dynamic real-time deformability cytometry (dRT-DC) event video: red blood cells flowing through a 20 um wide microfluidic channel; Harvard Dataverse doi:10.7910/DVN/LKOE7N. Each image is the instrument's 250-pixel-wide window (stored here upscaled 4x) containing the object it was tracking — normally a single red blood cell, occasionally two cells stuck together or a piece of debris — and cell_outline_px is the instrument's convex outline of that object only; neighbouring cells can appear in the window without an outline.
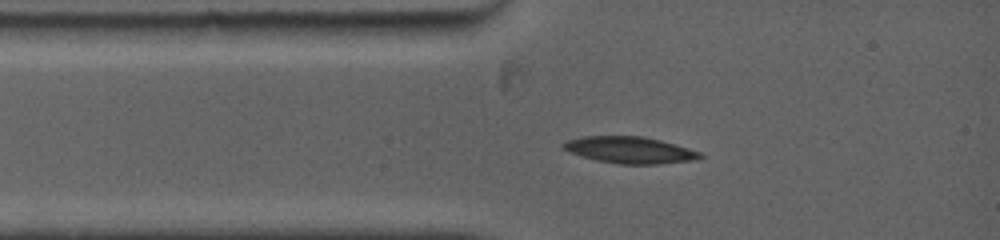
{"species": "common noctule bat (a hibernating species)", "species_latin": "Nyctalus noctula", "temperature_condition": "warm", "stored_images_in_passage": 4, "camera_frame_rate_fps": 5000, "um_per_image_px": 0.085, "animal": {"sex": "female", "body_mass_g": 19.0, "forearm_length_mm": 53.3}, "frame": {"image": 1, "passage_image": 1, "time_ms": 0.0, "image_size_px": [1000, 240], "cell_outline_px": [[704, 156], [696, 160], [660, 164], [620, 164], [596, 160], [580, 156], [568, 152], [560, 144], [568, 140], [584, 136], [644, 136], [660, 140], [688, 148], [700, 152]], "centroid_in_image_um": [53.53, 12.75], "position_along_channel_um": 31.5, "area_um2": 21.27}}
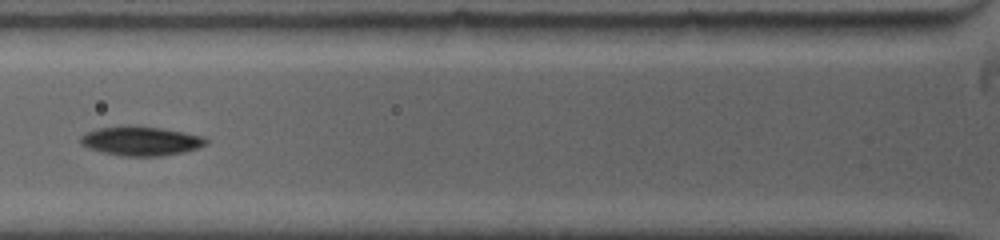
{"frame": {"image": 2, "passage_image": 3, "time_ms": 2.2, "image_size_px": [1000, 240], "cell_outline_px": [[208, 144], [184, 152], [160, 156], [124, 156], [104, 152], [88, 148], [80, 144], [80, 136], [84, 132], [96, 128], [128, 124], [160, 128], [204, 136], [208, 140]], "centroid_in_image_um": [11.94, 11.96], "position_along_channel_um": 113.9, "area_um2": 21.62}}
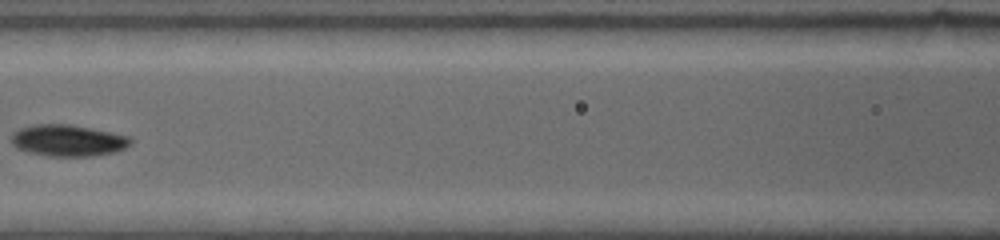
{"frame": {"image": 3, "passage_image": 4, "time_ms": 3.4, "image_size_px": [1000, 240], "cell_outline_px": [[132, 144], [116, 152], [92, 156], [48, 156], [28, 152], [16, 148], [12, 144], [12, 132], [20, 128], [32, 124], [68, 124], [128, 136], [132, 140]], "centroid_in_image_um": [5.74, 11.95], "position_along_channel_um": 160.9, "area_um2": 21.85}}